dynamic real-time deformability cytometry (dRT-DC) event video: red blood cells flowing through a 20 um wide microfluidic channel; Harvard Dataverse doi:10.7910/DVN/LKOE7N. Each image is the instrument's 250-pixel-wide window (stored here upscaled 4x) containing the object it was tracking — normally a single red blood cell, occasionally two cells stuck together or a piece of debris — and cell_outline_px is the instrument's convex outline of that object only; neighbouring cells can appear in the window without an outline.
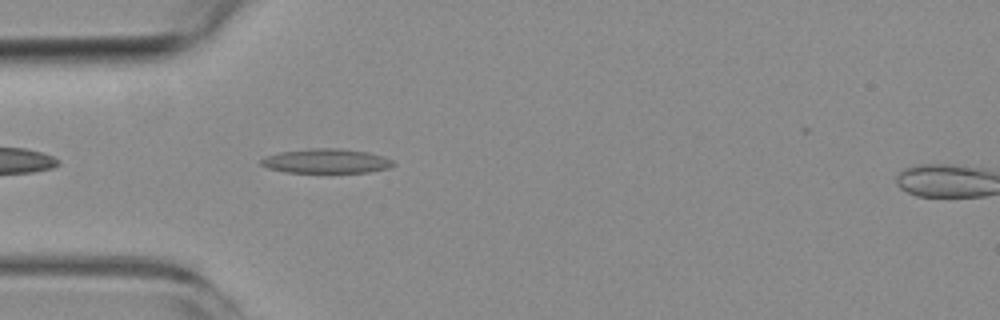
{"species": "common noctule bat (a hibernating species)", "species_latin": "Nyctalus noctula", "temperature_condition": "room temperature", "stored_images_in_passage": 4, "segment_of_instrument_passage": [1, 2], "camera_frame_rate_fps": 3000, "um_per_image_px": 0.085, "animal": {"sex": "female", "body_mass_g": 19.3, "forearm_length_mm": 54.1}, "frame": {"image": 1, "passage_image": 3, "time_ms": 2.333, "image_size_px": [1000, 320], "cell_outline_px": [[396, 164], [388, 168], [368, 172], [284, 172], [268, 168], [260, 164], [260, 160], [264, 156], [280, 152], [308, 148], [340, 148], [368, 152], [384, 156], [392, 160]], "centroid_in_image_um": [27.72, 13.68], "position_along_channel_um": 57.3, "area_um2": 18.9}}